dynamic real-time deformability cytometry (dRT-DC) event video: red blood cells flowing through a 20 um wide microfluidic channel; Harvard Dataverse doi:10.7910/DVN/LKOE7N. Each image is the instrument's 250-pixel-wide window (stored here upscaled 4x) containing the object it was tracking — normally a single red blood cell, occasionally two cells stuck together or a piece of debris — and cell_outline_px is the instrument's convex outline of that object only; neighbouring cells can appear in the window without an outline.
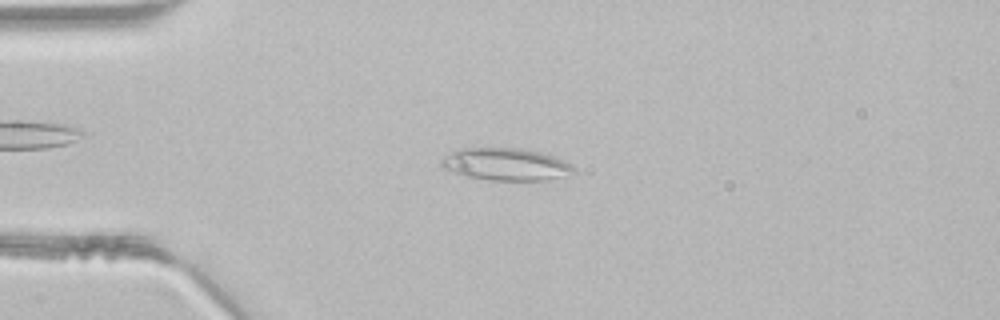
{"species": "common noctule bat (a hibernating species)", "species_latin": "Nyctalus noctula", "temperature_condition": "room temperature", "stored_images_in_passage": 43, "segment_of_instrument_passage": [1, 2], "camera_frame_rate_fps": 3000, "um_per_image_px": 0.085, "animal": {"sex": "male", "body_mass_g": 21.5, "forearm_length_mm": 52.0}, "frame": {"image": 1, "passage_image": 8, "time_ms": 2.333, "image_size_px": [1000, 320], "cell_outline_px": [[576, 172], [548, 180], [488, 180], [464, 176], [444, 168], [440, 164], [440, 160], [444, 156], [460, 148], [524, 148], [540, 152], [552, 156], [568, 164]], "centroid_in_image_um": [42.93, 13.96], "position_along_channel_um": 42.1, "area_um2": 24.68}}
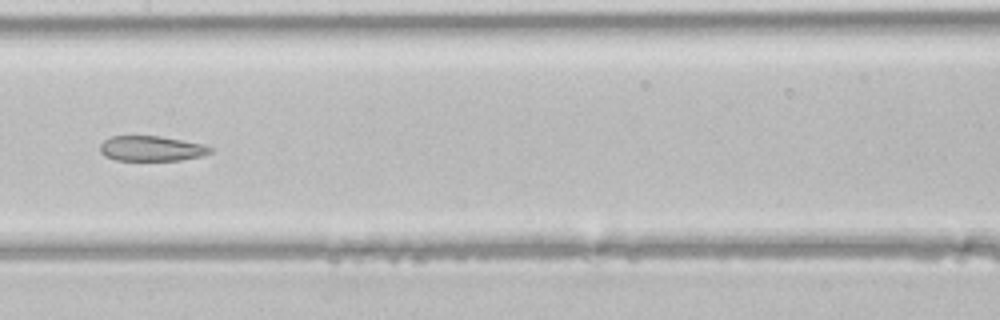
{"frame": {"image": 2, "passage_image": 20, "time_ms": 6.333, "image_size_px": [1000, 320], "cell_outline_px": [[212, 152], [200, 156], [180, 160], [116, 160], [104, 156], [100, 152], [100, 144], [104, 140], [112, 136], [160, 136], [204, 144], [212, 148]], "centroid_in_image_um": [12.85, 12.62], "position_along_channel_um": 194.5, "area_um2": 16.13}}
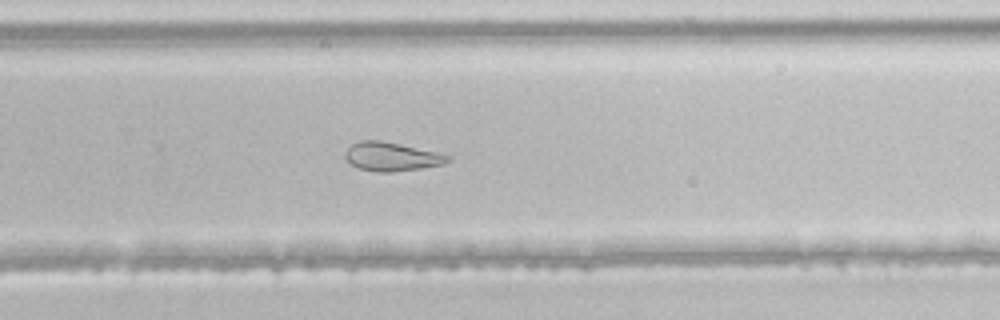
{"frame": {"image": 3, "passage_image": 27, "time_ms": 8.667, "image_size_px": [1000, 320], "cell_outline_px": [[452, 160], [444, 164], [420, 168], [392, 172], [376, 172], [360, 168], [352, 164], [344, 156], [344, 152], [352, 144], [360, 140], [380, 140], [400, 144], [436, 152], [452, 156]], "centroid_in_image_um": [33.3, 13.31], "position_along_channel_um": 296.5, "area_um2": 17.11}}